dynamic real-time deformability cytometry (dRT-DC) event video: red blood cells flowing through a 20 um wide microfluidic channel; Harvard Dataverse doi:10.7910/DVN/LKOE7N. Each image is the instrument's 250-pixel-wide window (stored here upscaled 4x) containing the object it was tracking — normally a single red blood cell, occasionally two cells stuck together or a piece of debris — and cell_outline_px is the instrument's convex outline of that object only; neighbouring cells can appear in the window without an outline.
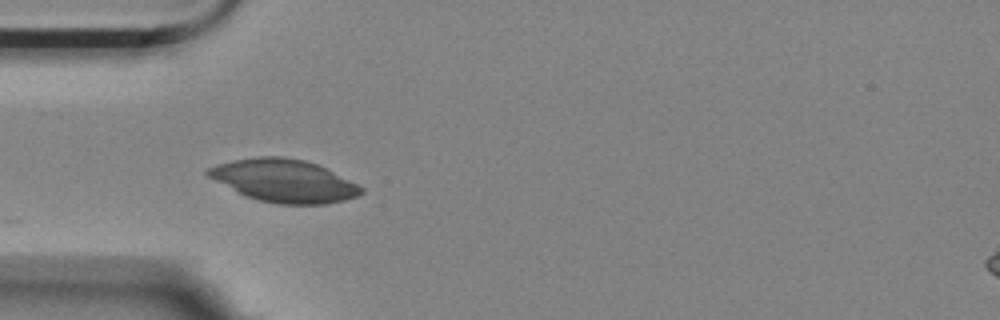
{"species": "Egyptian fruit bat (a non-hibernating species)", "species_latin": "Rousettus aegyptiacus", "temperature_condition": "room temperature", "stored_images_in_passage": 5, "camera_frame_rate_fps": 3000, "um_per_image_px": 0.085, "animal": {"sex": "female"}, "frame": {"image": 1, "passage_image": 1, "time_ms": 0.0, "image_size_px": [1000, 320], "cell_outline_px": [[364, 192], [356, 196], [344, 200], [324, 204], [280, 204], [260, 200], [244, 196], [208, 176], [204, 172], [208, 168], [216, 164], [256, 156], [284, 156], [304, 160], [316, 164], [364, 188]], "centroid_in_image_um": [24.11, 15.36], "position_along_channel_um": 60.9, "area_um2": 37.69}}
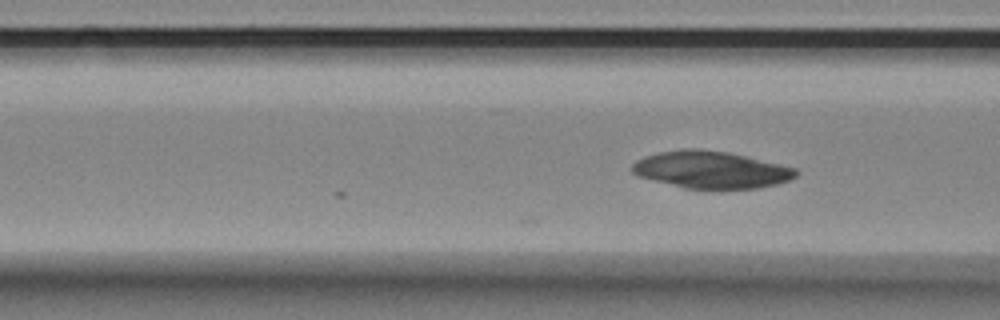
{"frame": {"image": 2, "passage_image": 5, "time_ms": 1.333, "image_size_px": [1000, 320], "cell_outline_px": [[800, 172], [792, 180], [776, 184], [756, 188], [684, 188], [652, 180], [640, 176], [632, 172], [632, 164], [636, 160], [644, 156], [660, 152], [680, 148], [696, 148], [728, 152], [796, 168]], "centroid_in_image_um": [60.44, 14.42], "position_along_channel_um": 106.2, "area_um2": 35.32}}